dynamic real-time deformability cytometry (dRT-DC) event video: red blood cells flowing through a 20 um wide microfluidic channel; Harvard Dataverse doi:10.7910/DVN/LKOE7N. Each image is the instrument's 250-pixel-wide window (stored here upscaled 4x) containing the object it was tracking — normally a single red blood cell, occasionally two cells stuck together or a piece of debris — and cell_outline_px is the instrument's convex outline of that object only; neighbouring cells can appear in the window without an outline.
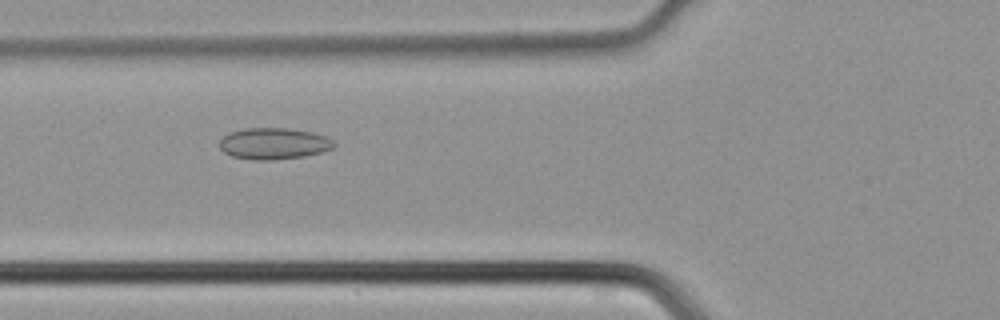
{"species": "common noctule bat (a hibernating species)", "species_latin": "Nyctalus noctula", "temperature_condition": "cold", "stored_images_in_passage": 36, "segment_of_instrument_passage": [1, 2], "camera_frame_rate_fps": 3000, "um_per_image_px": 0.085, "animal": {"sex": "male", "body_mass_g": 21.5, "forearm_length_mm": 52.0}, "frame": {"image": 1, "passage_image": 6, "time_ms": 1.667, "image_size_px": [1000, 320], "cell_outline_px": [[336, 144], [332, 148], [324, 152], [304, 156], [272, 160], [252, 160], [232, 156], [224, 152], [220, 148], [220, 140], [228, 132], [244, 128], [292, 128], [312, 132], [328, 136]], "centroid_in_image_um": [23.29, 12.2], "position_along_channel_um": 102.5, "area_um2": 21.21}}
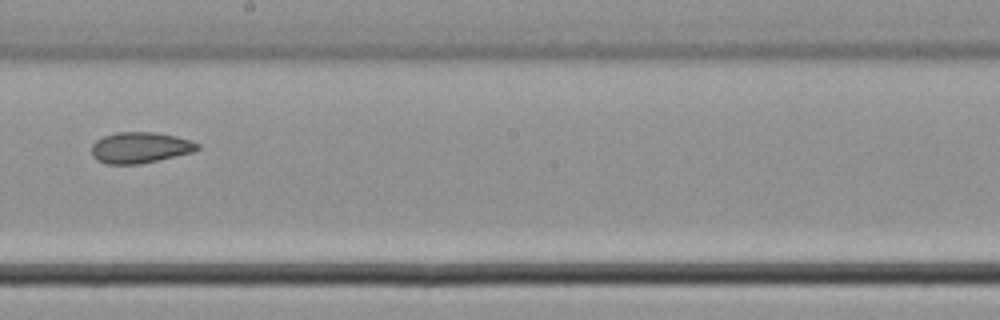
{"frame": {"image": 2, "passage_image": 15, "time_ms": 4.667, "image_size_px": [1000, 320], "cell_outline_px": [[200, 148], [196, 152], [140, 164], [104, 164], [96, 160], [92, 156], [92, 144], [96, 140], [104, 136], [116, 132], [152, 132], [176, 136], [192, 140], [200, 144]], "centroid_in_image_um": [11.94, 12.55], "position_along_channel_um": 236.3, "area_um2": 19.42}}
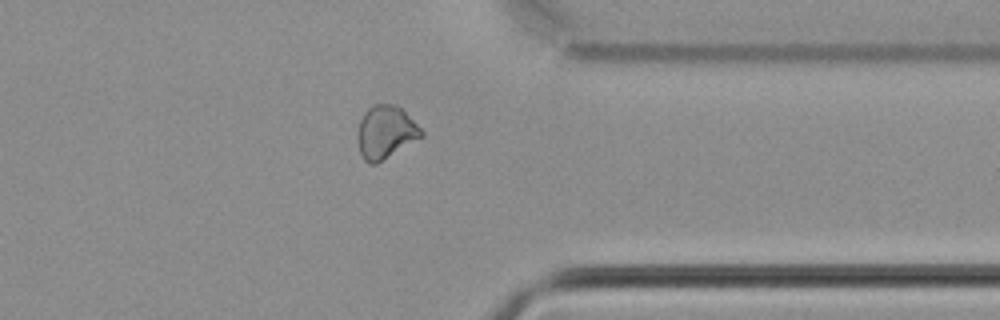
{"frame": {"image": 3, "passage_image": 25, "time_ms": 8.0, "image_size_px": [1000, 320], "cell_outline_px": [[424, 136], [376, 164], [368, 164], [364, 160], [360, 152], [356, 136], [360, 120], [364, 112], [372, 104], [396, 104], [424, 132]], "centroid_in_image_um": [32.75, 11.24], "position_along_channel_um": 378.7, "area_um2": 19.65}}